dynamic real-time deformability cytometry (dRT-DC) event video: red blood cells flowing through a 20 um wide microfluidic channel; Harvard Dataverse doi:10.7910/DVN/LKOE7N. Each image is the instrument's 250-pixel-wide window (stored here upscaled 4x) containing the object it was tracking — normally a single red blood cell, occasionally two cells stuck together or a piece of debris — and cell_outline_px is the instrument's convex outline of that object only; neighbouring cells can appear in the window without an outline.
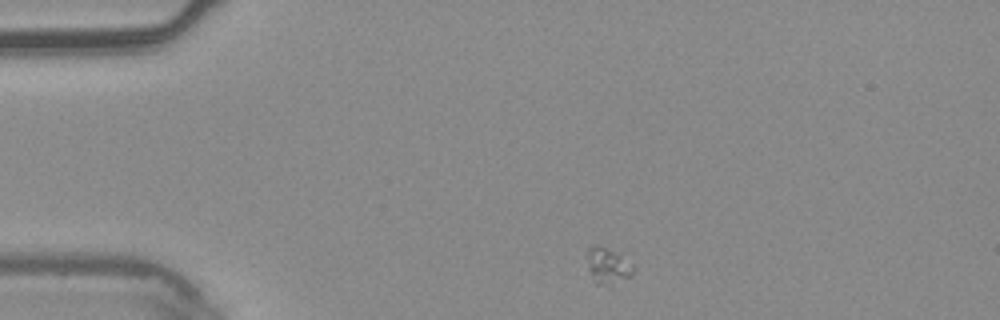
{"species": "common noctule bat (a hibernating species)", "species_latin": "Nyctalus noctula", "temperature_condition": "warm", "stored_images_in_passage": 2, "camera_frame_rate_fps": 3000, "um_per_image_px": 0.085, "animal": {"sex": "male", "body_mass_g": 20.4}, "frame": {"image": 1, "passage_image": 1, "time_ms": 0.0, "image_size_px": [1000, 320], "cell_outline_px": [[632, 276], [612, 288], [608, 288], [596, 284], [588, 268], [588, 248], [596, 244], [620, 252], [632, 264]], "centroid_in_image_um": [51.7, 22.64], "position_along_channel_um": 33.3, "area_um2": 10.23}}